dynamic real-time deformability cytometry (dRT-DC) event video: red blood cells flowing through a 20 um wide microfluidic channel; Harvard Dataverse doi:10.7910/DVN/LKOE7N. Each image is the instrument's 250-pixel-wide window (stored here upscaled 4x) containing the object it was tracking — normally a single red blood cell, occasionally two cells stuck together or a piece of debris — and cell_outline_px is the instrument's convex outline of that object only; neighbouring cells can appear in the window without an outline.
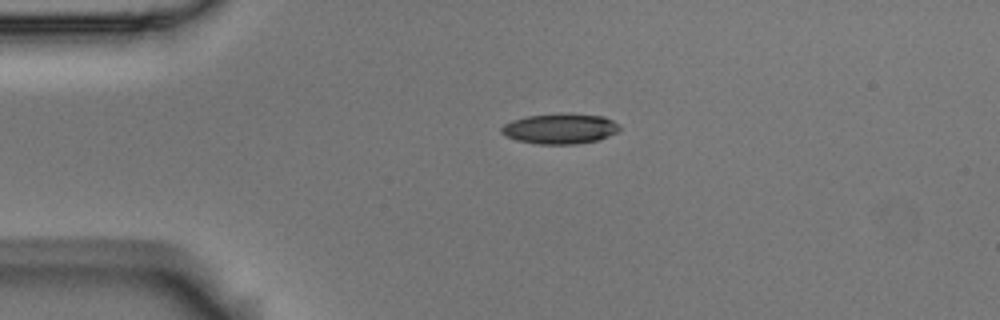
{"species": "Egyptian fruit bat (a non-hibernating species)", "species_latin": "Rousettus aegyptiacus", "temperature_condition": "room temperature", "stored_images_in_passage": 2, "camera_frame_rate_fps": 3000, "um_per_image_px": 0.085, "animal": {"sex": "male"}, "frame": {"image": 1, "passage_image": 1, "time_ms": 0.0, "image_size_px": [1000, 320], "cell_outline_px": [[620, 128], [616, 132], [608, 136], [596, 140], [576, 144], [536, 144], [516, 140], [504, 136], [500, 132], [500, 128], [504, 124], [512, 120], [528, 116], [568, 112], [604, 116], [620, 124]], "centroid_in_image_um": [47.59, 10.92], "position_along_channel_um": 37.4, "area_um2": 21.15}}